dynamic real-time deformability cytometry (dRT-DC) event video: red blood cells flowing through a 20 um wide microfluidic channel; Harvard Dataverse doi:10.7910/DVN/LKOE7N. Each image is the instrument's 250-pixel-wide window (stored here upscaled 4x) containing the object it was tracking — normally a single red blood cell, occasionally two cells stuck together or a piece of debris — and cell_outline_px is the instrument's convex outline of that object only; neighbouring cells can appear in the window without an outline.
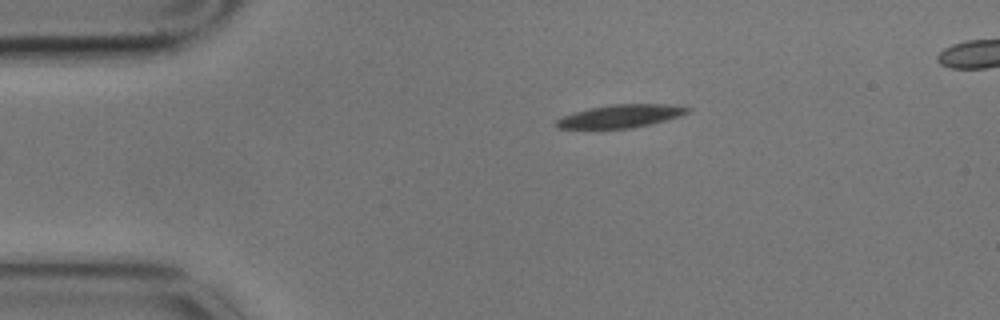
{"species": "common noctule bat (a hibernating species)", "species_latin": "Nyctalus noctula", "temperature_condition": "cold", "stored_images_in_passage": 43, "camera_frame_rate_fps": 3000, "um_per_image_px": 0.085, "animal": {"sex": "male", "body_mass_g": 17.9}, "frame": {"image": 1, "passage_image": 1, "time_ms": 0.0, "image_size_px": [1000, 320], "cell_outline_px": [[692, 108], [688, 112], [680, 116], [632, 128], [556, 128], [556, 120], [564, 116], [576, 112], [592, 108], [612, 104], [680, 104]], "centroid_in_image_um": [52.83, 9.85], "position_along_channel_um": 32.2, "area_um2": 17.34}}
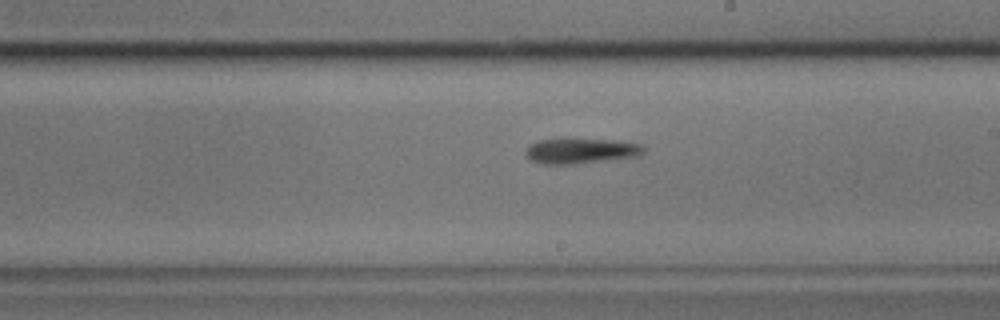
{"frame": {"image": 2, "passage_image": 23, "time_ms": 7.333, "image_size_px": [1000, 320], "cell_outline_px": [[644, 152], [640, 156], [576, 164], [540, 164], [532, 160], [524, 152], [528, 144], [540, 140], [616, 140], [644, 144]], "centroid_in_image_um": [49.41, 12.84], "position_along_channel_um": 239.6, "area_um2": 17.28}}
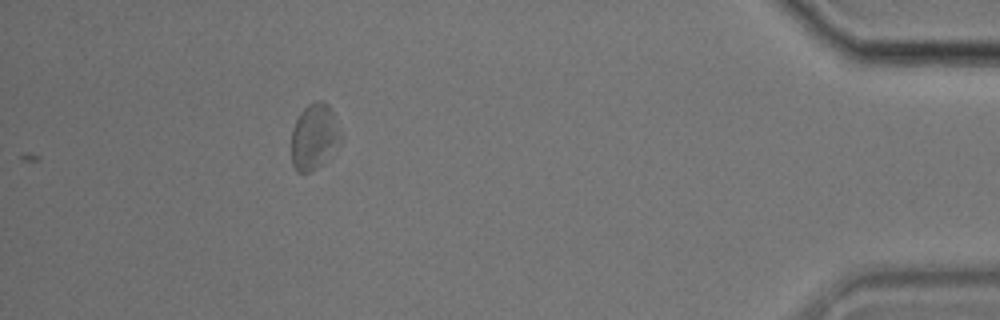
{"frame": {"image": 3, "passage_image": 43, "time_ms": 14.0, "image_size_px": [1000, 320], "cell_outline_px": [[340, 136], [320, 164], [316, 168], [308, 172], [296, 172], [292, 164], [292, 128], [300, 112], [308, 104], [316, 100], [324, 100], [328, 104], [332, 112]], "centroid_in_image_um": [26.62, 11.56], "position_along_channel_um": 408.6, "area_um2": 17.98}, "authors_computed_cell_mechanics": {"area_um2": 17.629, "velocity_mm_per_s": 3.3761, "shape_relaxation_time_tau1_ms": 3.007, "shape_relaxation_time_tau2_ms": null, "deformation_change_tau1": 0.0979, "deformation_change_tau2": null}}